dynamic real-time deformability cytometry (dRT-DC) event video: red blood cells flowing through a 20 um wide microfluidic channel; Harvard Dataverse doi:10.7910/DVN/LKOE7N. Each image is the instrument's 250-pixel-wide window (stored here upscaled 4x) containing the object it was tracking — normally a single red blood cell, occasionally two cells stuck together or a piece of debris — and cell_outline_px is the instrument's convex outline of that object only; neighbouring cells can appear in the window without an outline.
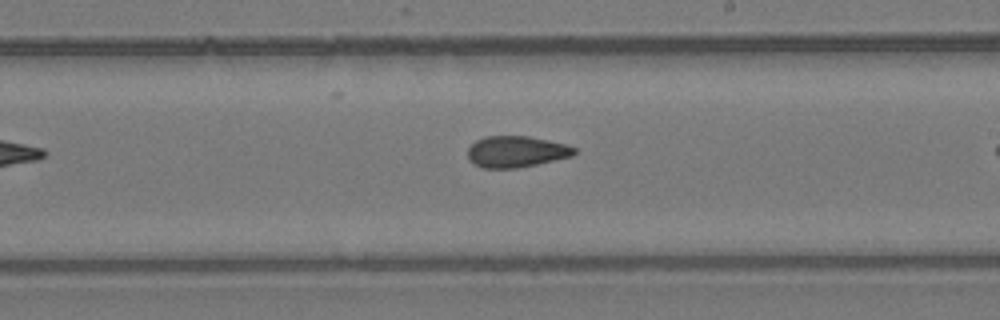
{"species": "common noctule bat (a hibernating species)", "species_latin": "Nyctalus noctula", "temperature_condition": "room temperature", "stored_images_in_passage": 9, "camera_frame_rate_fps": 3000, "um_per_image_px": 0.085, "animal": {"sex": "female", "body_mass_g": 24.6, "forearm_length_mm": 56.2}, "frame": {"image": 1, "passage_image": 8, "time_ms": 8.0, "image_size_px": [1000, 320], "cell_outline_px": [[576, 152], [572, 156], [536, 164], [516, 168], [480, 168], [472, 164], [468, 160], [468, 148], [476, 140], [484, 136], [528, 136], [548, 140], [564, 144], [576, 148]], "centroid_in_image_um": [43.83, 12.89], "position_along_channel_um": 245.2, "area_um2": 19.48}}